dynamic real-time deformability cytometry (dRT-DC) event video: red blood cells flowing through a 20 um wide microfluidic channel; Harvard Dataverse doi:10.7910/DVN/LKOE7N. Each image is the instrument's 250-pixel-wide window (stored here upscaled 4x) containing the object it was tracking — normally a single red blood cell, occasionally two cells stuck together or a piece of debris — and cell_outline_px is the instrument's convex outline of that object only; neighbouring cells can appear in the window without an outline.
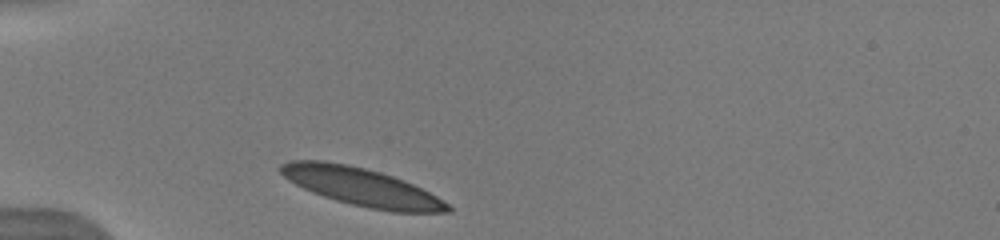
{"species": "human", "species_latin": "Homo sapiens", "temperature_condition": "warm", "stored_images_in_passage": 26, "camera_frame_rate_fps": 3000, "um_per_image_px": 0.085, "donor": {"sex": "male"}, "frame": {"image": 1, "passage_image": 1, "time_ms": 0.0, "image_size_px": [1000, 240], "cell_outline_px": [[452, 212], [392, 212], [368, 208], [336, 200], [312, 192], [288, 180], [280, 172], [280, 164], [288, 160], [324, 160], [348, 164], [380, 172], [404, 180], [436, 196], [448, 204], [452, 208]], "centroid_in_image_um": [30.71, 15.88], "position_along_channel_um": 54.3, "area_um2": 36.7}, "authors_computed_cell_mechanics": {"area_um2": 36.0961, "velocity_mm_per_s": 3.864, "shape_relaxation_time_tau1_ms": 3.2027, "shape_relaxation_time_tau2_ms": 5.8922, "deformation_change_tau1": 0.1125, "deformation_change_tau2": 0.1142}}